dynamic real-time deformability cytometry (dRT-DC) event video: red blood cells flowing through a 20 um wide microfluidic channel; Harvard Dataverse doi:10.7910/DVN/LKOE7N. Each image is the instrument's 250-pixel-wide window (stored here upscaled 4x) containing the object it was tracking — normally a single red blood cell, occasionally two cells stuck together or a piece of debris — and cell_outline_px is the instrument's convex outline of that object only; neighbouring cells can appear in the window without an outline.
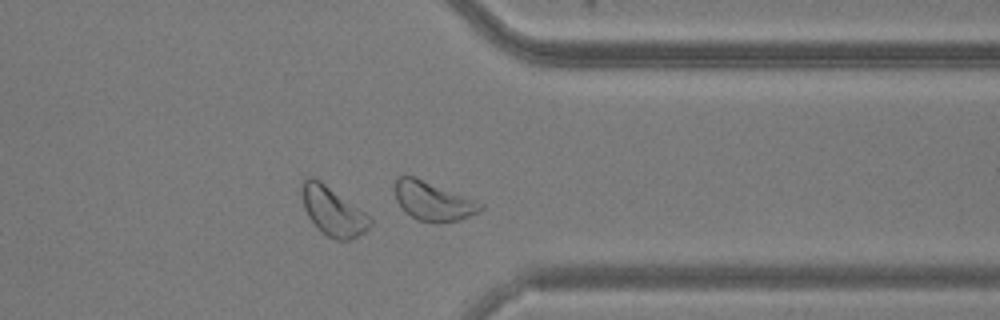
{"species": "common noctule bat (a hibernating species)", "species_latin": "Nyctalus noctula", "temperature_condition": "warm", "stored_images_in_passage": 31, "camera_frame_rate_fps": 3000, "um_per_image_px": 0.085, "animal": {"sex": "male", "body_mass_g": 20.5, "forearm_length_mm": 52.5}, "frame": {"image": 1, "passage_image": 31, "time_ms": 10.0, "image_size_px": [1000, 320], "cell_outline_px": [[484, 208], [480, 212], [460, 220], [440, 224], [432, 224], [416, 220], [396, 200], [396, 176], [412, 176], [476, 200], [484, 204]], "centroid_in_image_um": [36.87, 17.14], "position_along_channel_um": 374.5, "area_um2": 19.36}}